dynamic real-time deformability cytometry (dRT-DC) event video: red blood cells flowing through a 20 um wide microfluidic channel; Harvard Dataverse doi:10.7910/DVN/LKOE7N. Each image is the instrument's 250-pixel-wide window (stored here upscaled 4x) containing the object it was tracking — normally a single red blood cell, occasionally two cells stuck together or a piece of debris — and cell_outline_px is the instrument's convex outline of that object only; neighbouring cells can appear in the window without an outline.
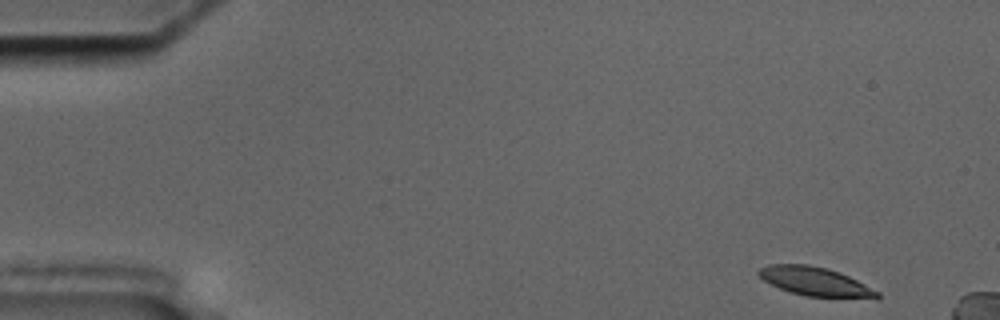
{"species": "common noctule bat (a hibernating species)", "species_latin": "Nyctalus noctula", "temperature_condition": "cold", "stored_images_in_passage": 9, "camera_frame_rate_fps": 3000, "um_per_image_px": 0.085, "animal": {"sex": "male", "body_mass_g": 17.5, "forearm_length_mm": 52.3}, "frame": {"image": 1, "passage_image": 1, "time_ms": 0.0, "image_size_px": [1000, 320], "cell_outline_px": [[880, 296], [876, 300], [804, 296], [780, 288], [764, 280], [756, 272], [760, 268], [768, 264], [808, 264], [828, 268], [848, 276], [880, 292]], "centroid_in_image_um": [69.36, 23.95], "position_along_channel_um": 15.6, "area_um2": 20.17}}